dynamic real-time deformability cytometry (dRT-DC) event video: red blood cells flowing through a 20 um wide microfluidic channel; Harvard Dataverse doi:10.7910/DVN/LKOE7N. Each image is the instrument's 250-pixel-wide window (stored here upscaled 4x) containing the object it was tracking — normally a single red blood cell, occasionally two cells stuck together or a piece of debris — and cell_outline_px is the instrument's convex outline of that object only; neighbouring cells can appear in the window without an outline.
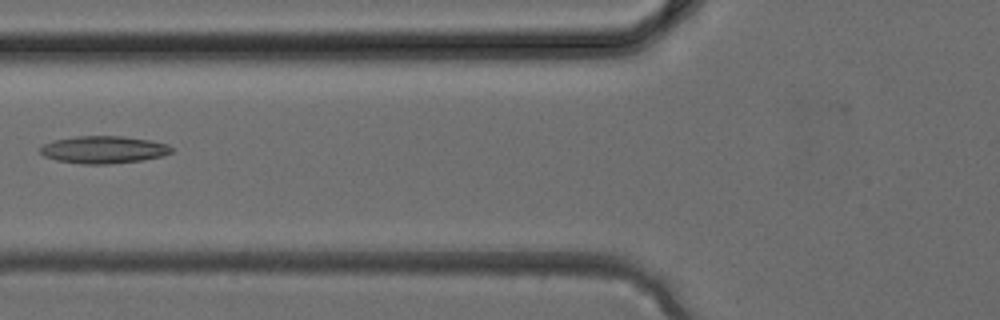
{"species": "common noctule bat (a hibernating species)", "species_latin": "Nyctalus noctula", "temperature_condition": "cold", "stored_images_in_passage": 38, "camera_frame_rate_fps": 3000, "um_per_image_px": 0.085, "animal": {"sex": "female", "body_mass_g": 24.6, "forearm_length_mm": 56.2}, "frame": {"image": 1, "passage_image": 15, "time_ms": 4.667, "image_size_px": [1000, 320], "cell_outline_px": [[172, 152], [160, 156], [144, 160], [108, 164], [84, 164], [56, 160], [44, 156], [40, 152], [40, 148], [44, 144], [52, 140], [76, 136], [124, 136], [148, 140], [168, 144], [172, 148]], "centroid_in_image_um": [8.78, 12.72], "position_along_channel_um": 117.0, "area_um2": 20.92}}
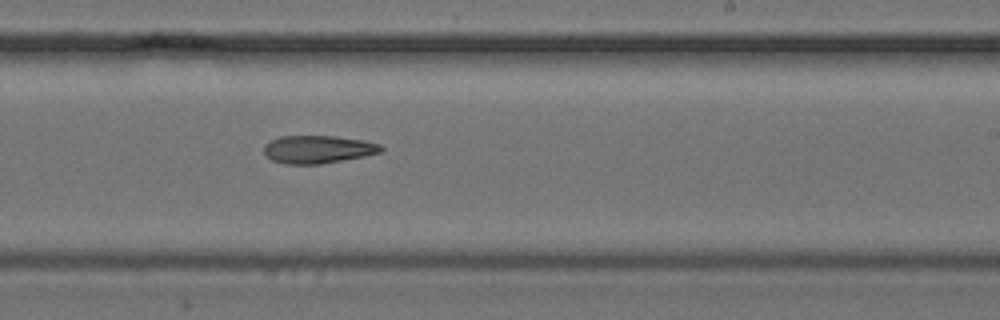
{"frame": {"image": 2, "passage_image": 23, "time_ms": 7.333, "image_size_px": [1000, 320], "cell_outline_px": [[384, 148], [380, 152], [364, 156], [320, 164], [284, 164], [272, 160], [264, 152], [264, 144], [280, 136], [336, 136], [364, 140], [380, 144]], "centroid_in_image_um": [27.02, 12.69], "position_along_channel_um": 262.0, "area_um2": 18.96}}
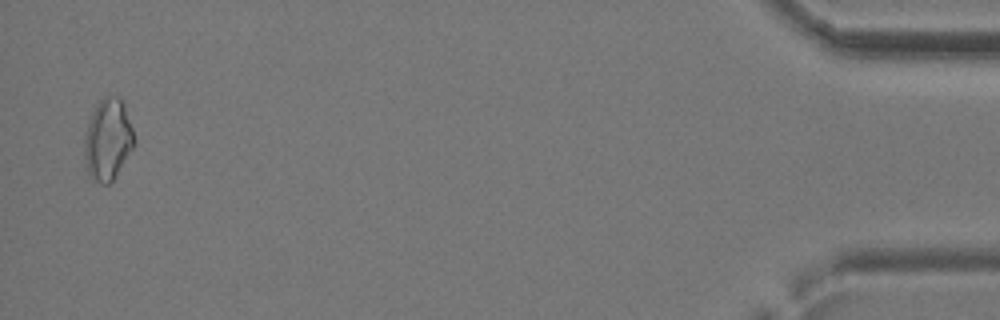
{"frame": {"image": 3, "passage_image": 37, "time_ms": 12.0, "image_size_px": [1000, 320], "cell_outline_px": [[136, 140], [132, 148], [112, 180], [108, 184], [100, 184], [88, 176], [84, 156], [84, 136], [92, 112], [100, 100], [104, 96], [116, 96], [124, 104]], "centroid_in_image_um": [9.14, 11.87], "position_along_channel_um": 426.1, "area_um2": 23.35}}